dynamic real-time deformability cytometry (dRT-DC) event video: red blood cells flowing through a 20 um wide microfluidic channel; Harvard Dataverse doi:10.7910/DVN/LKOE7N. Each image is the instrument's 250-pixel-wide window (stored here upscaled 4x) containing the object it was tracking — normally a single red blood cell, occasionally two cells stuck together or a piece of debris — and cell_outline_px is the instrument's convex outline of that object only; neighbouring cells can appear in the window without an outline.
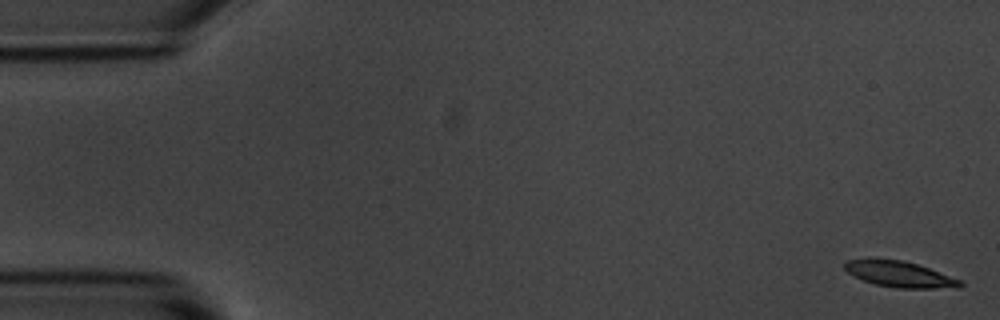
{"species": "common noctule bat (a hibernating species)", "species_latin": "Nyctalus noctula", "temperature_condition": "room temperature", "stored_images_in_passage": 9, "camera_frame_rate_fps": 3000, "um_per_image_px": 0.085, "animal": {"sex": "male", "body_mass_g": 20.1, "forearm_length_mm": 53.5}, "frame": {"image": 1, "passage_image": 1, "time_ms": 0.0, "image_size_px": [1000, 320], "cell_outline_px": [[964, 284], [960, 288], [896, 288], [876, 284], [852, 276], [844, 268], [844, 264], [848, 260], [868, 256], [872, 256], [904, 260], [928, 268], [960, 280]], "centroid_in_image_um": [76.39, 23.27], "position_along_channel_um": 8.6, "area_um2": 17.86}}